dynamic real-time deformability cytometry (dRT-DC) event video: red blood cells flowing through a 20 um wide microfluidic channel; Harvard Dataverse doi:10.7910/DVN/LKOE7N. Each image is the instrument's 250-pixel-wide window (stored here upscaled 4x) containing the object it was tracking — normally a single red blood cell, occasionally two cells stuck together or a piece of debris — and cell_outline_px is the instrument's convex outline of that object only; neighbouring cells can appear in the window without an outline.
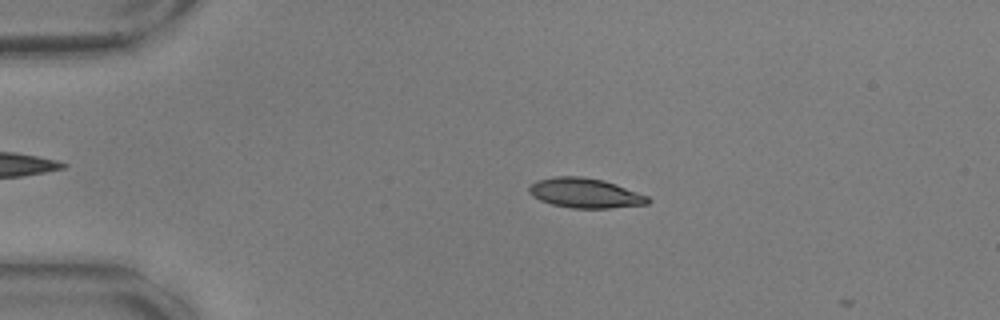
{"species": "common noctule bat (a hibernating species)", "species_latin": "Nyctalus noctula", "temperature_condition": "warm", "stored_images_in_passage": 13, "camera_frame_rate_fps": 3000, "um_per_image_px": 0.085, "animal": {"sex": "male", "body_mass_g": 17.9, "forearm_length_mm": 54.2}, "frame": {"image": 1, "passage_image": 12, "time_ms": 3.667, "image_size_px": [1000, 320], "cell_outline_px": [[652, 200], [648, 204], [608, 208], [572, 208], [552, 204], [540, 200], [532, 196], [528, 192], [528, 188], [536, 180], [556, 176], [580, 176], [604, 180], [616, 184], [648, 196]], "centroid_in_image_um": [49.73, 16.41], "position_along_channel_um": 35.3, "area_um2": 20.63}}